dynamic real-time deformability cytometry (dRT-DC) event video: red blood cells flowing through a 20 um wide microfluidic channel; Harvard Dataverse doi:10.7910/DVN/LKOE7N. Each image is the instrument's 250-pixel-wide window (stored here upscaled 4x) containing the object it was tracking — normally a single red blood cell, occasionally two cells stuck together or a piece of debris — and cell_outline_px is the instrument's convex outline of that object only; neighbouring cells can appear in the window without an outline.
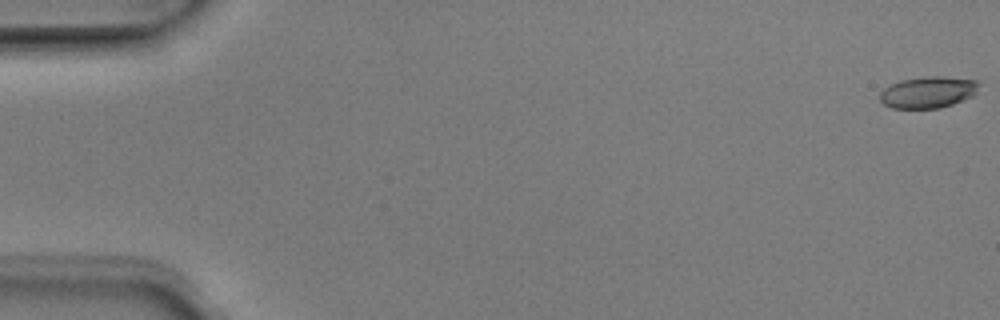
{"species": "Egyptian fruit bat (a non-hibernating species)", "species_latin": "Rousettus aegyptiacus", "temperature_condition": "room temperature", "stored_images_in_passage": 6, "camera_frame_rate_fps": 3000, "um_per_image_px": 0.085, "animal": {"sex": "male"}, "frame": {"image": 1, "passage_image": 1, "time_ms": 0.0, "image_size_px": [1000, 320], "cell_outline_px": [[980, 84], [976, 92], [972, 96], [964, 100], [940, 108], [892, 108], [884, 104], [880, 100], [880, 92], [884, 88], [900, 80], [928, 76], [940, 76], [976, 80]], "centroid_in_image_um": [78.89, 7.84], "position_along_channel_um": 6.1, "area_um2": 18.15}}
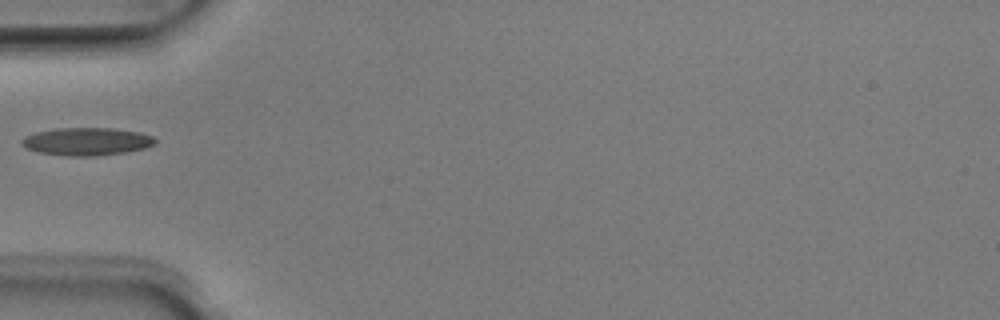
{"frame": {"image": 2, "passage_image": 5, "time_ms": 1.333, "image_size_px": [1000, 320], "cell_outline_px": [[156, 144], [144, 148], [124, 152], [96, 156], [64, 156], [40, 152], [24, 148], [20, 144], [20, 140], [24, 136], [36, 132], [56, 128], [112, 128], [140, 132], [152, 136], [156, 140]], "centroid_in_image_um": [7.33, 12.02], "position_along_channel_um": 77.7, "area_um2": 21.73}}
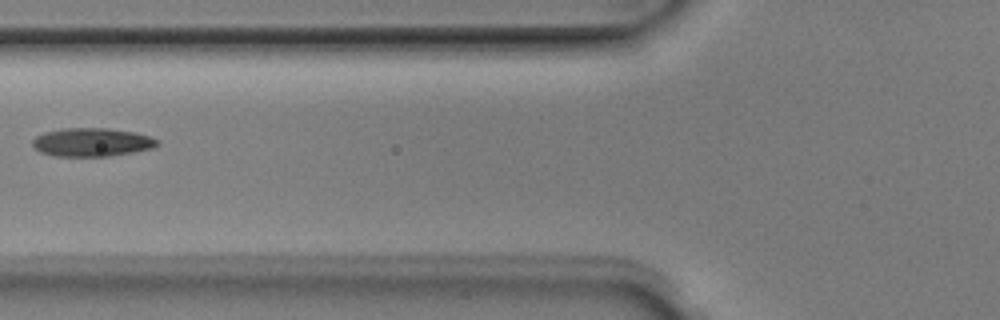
{"frame": {"image": 3, "passage_image": 6, "time_ms": 1.667, "image_size_px": [1000, 320], "cell_outline_px": [[160, 144], [152, 148], [132, 152], [108, 156], [56, 156], [40, 152], [32, 144], [32, 140], [36, 136], [44, 132], [60, 128], [108, 128], [136, 132], [160, 140]], "centroid_in_image_um": [7.81, 12.08], "position_along_channel_um": 118.0, "area_um2": 20.75}}